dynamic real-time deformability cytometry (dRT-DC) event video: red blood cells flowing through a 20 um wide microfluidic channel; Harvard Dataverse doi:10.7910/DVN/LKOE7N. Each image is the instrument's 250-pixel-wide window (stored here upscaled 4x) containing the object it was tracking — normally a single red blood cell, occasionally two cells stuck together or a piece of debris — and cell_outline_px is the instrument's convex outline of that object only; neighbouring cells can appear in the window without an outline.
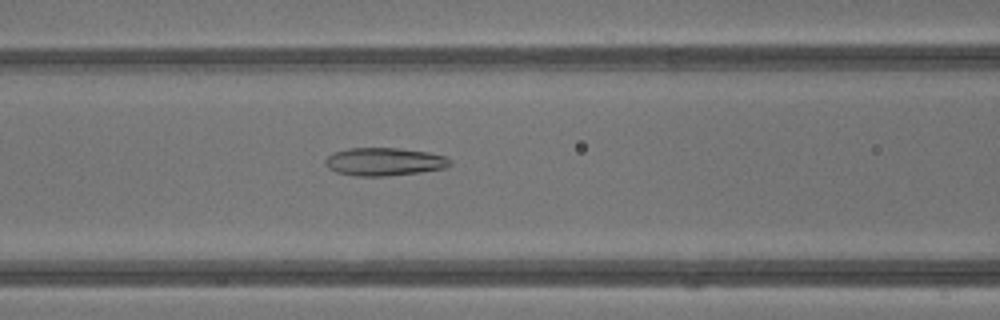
{"species": "common noctule bat (a hibernating species)", "species_latin": "Nyctalus noctula", "temperature_condition": "warm", "stored_images_in_passage": 35, "camera_frame_rate_fps": 3000, "um_per_image_px": 0.085, "animal": {"sex": "male", "body_mass_g": 13.3}, "frame": {"image": 1, "passage_image": 11, "time_ms": 3.333, "image_size_px": [1000, 320], "cell_outline_px": [[452, 164], [444, 168], [420, 172], [384, 176], [352, 176], [336, 172], [328, 168], [324, 164], [324, 160], [332, 152], [348, 148], [400, 148], [428, 152], [444, 156], [452, 160]], "centroid_in_image_um": [32.63, 13.74], "position_along_channel_um": 134.0, "area_um2": 20.52}}
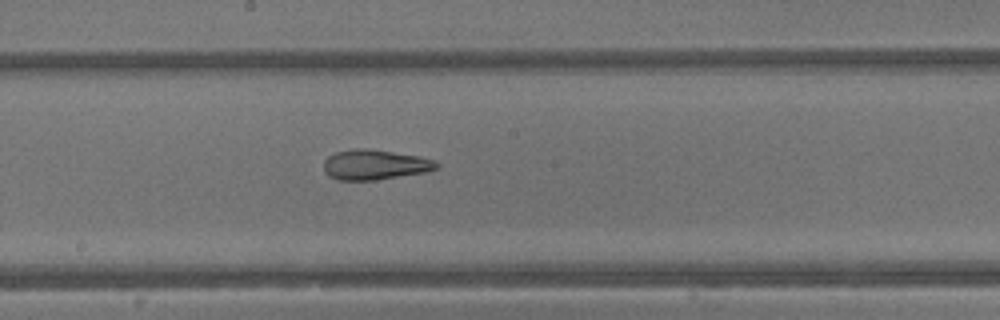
{"frame": {"image": 2, "passage_image": 16, "time_ms": 5.0, "image_size_px": [1000, 320], "cell_outline_px": [[440, 164], [436, 168], [424, 172], [376, 180], [336, 180], [328, 176], [324, 172], [324, 160], [328, 156], [336, 152], [352, 148], [360, 148], [416, 156], [432, 160]], "centroid_in_image_um": [31.77, 14.01], "position_along_channel_um": 216.4, "area_um2": 19.42}}
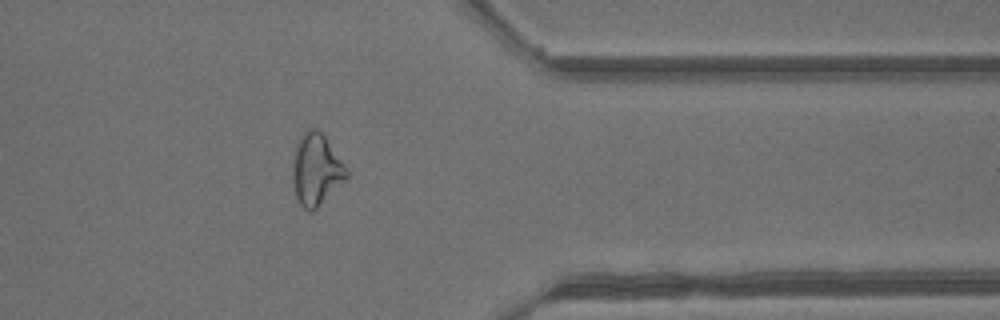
{"frame": {"image": 3, "passage_image": 27, "time_ms": 8.667, "image_size_px": [1000, 320], "cell_outline_px": [[348, 176], [312, 212], [308, 212], [300, 204], [296, 196], [292, 180], [292, 164], [296, 144], [300, 136], [304, 132], [312, 128], [316, 128], [324, 136], [344, 164], [348, 172]], "centroid_in_image_um": [26.84, 14.42], "position_along_channel_um": 384.6, "area_um2": 22.08}, "authors_computed_cell_mechanics": {"area_um2": 20.8658, "velocity_mm_per_s": 4.9394, "shape_relaxation_time_tau1_ms": 11.3971, "shape_relaxation_time_tau2_ms": 1.5719, "deformation_change_tau1": 0.3325, "deformation_change_tau2": 0.1152}}